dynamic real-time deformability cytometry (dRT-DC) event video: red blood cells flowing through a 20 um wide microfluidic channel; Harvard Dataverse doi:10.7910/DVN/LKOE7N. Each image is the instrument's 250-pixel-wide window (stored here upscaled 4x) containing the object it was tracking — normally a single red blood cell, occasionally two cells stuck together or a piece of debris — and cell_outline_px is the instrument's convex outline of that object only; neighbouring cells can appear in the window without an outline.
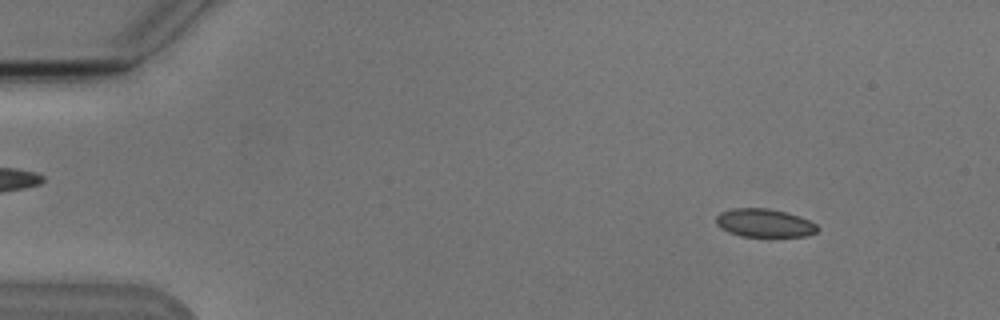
{"species": "Egyptian fruit bat (a non-hibernating species)", "species_latin": "Rousettus aegyptiacus", "temperature_condition": "cold", "stored_images_in_passage": 9, "camera_frame_rate_fps": 3000, "um_per_image_px": 0.085, "animal": {"sex": "male"}, "frame": {"image": 1, "passage_image": 1, "time_ms": 0.0, "image_size_px": [1000, 320], "cell_outline_px": [[820, 228], [816, 232], [804, 236], [740, 236], [728, 232], [720, 228], [716, 224], [716, 216], [720, 212], [732, 208], [768, 208], [784, 212], [808, 220], [816, 224]], "centroid_in_image_um": [64.92, 18.95], "position_along_channel_um": 20.1, "area_um2": 16.59}}
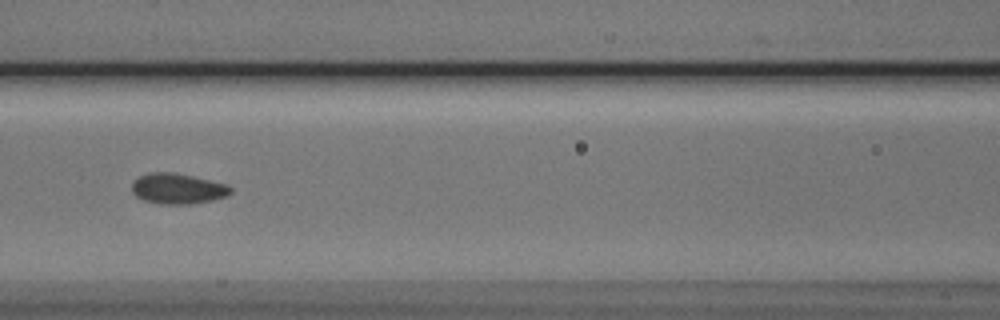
{"frame": {"image": 2, "passage_image": 6, "time_ms": 6.0, "image_size_px": [1000, 320], "cell_outline_px": [[232, 192], [228, 196], [212, 200], [188, 204], [156, 204], [144, 200], [136, 196], [132, 192], [132, 184], [140, 176], [152, 172], [172, 172], [192, 176], [228, 184], [232, 188]], "centroid_in_image_um": [15.13, 16.04], "position_along_channel_um": 151.5, "area_um2": 17.57}}
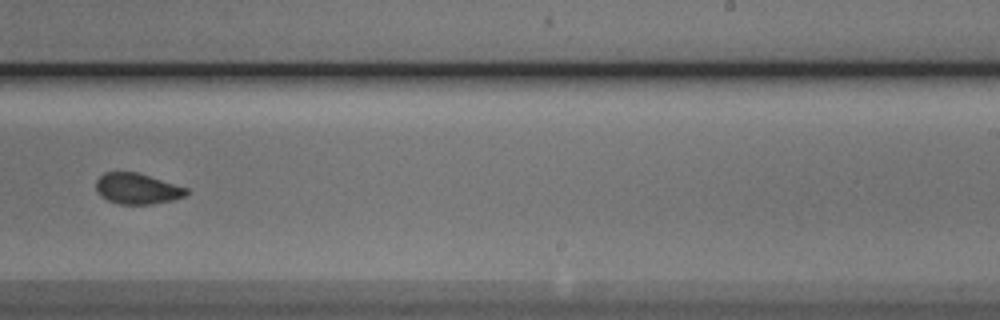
{"frame": {"image": 3, "passage_image": 9, "time_ms": 9.333, "image_size_px": [1000, 320], "cell_outline_px": [[188, 192], [184, 196], [172, 200], [152, 204], [120, 204], [108, 200], [100, 196], [96, 192], [96, 180], [104, 172], [136, 172], [188, 188]], "centroid_in_image_um": [11.63, 16.04], "position_along_channel_um": 277.4, "area_um2": 16.13}}